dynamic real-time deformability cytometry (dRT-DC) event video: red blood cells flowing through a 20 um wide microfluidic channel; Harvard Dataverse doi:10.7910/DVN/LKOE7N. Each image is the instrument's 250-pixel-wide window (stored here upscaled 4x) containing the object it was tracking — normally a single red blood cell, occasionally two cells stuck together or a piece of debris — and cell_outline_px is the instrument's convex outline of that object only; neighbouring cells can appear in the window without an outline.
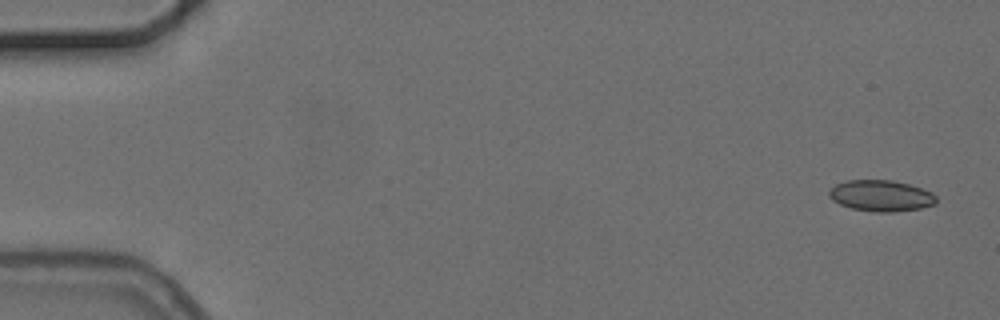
{"species": "common noctule bat (a hibernating species)", "species_latin": "Nyctalus noctula", "temperature_condition": "cold", "stored_images_in_passage": 5, "camera_frame_rate_fps": 3000, "um_per_image_px": 0.085, "animal": {"sex": "female", "body_mass_g": 24.6, "forearm_length_mm": 56.2}, "frame": {"image": 1, "passage_image": 1, "time_ms": 0.0, "image_size_px": [1000, 320], "cell_outline_px": [[936, 204], [920, 208], [892, 212], [876, 212], [852, 208], [840, 204], [832, 200], [828, 196], [828, 192], [836, 184], [848, 180], [892, 180], [908, 184], [932, 192], [936, 196]], "centroid_in_image_um": [74.88, 16.64], "position_along_channel_um": 10.1, "area_um2": 19.36}}
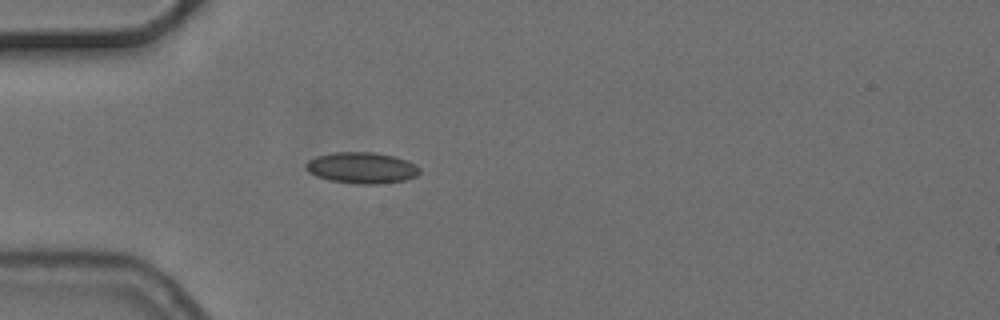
{"frame": {"image": 2, "passage_image": 5, "time_ms": 4.667, "image_size_px": [1000, 320], "cell_outline_px": [[420, 172], [416, 176], [404, 180], [376, 184], [356, 184], [328, 180], [316, 176], [308, 172], [304, 168], [304, 164], [308, 160], [316, 156], [332, 152], [376, 152], [396, 156], [408, 160], [416, 164], [420, 168]], "centroid_in_image_um": [30.73, 14.25], "position_along_channel_um": 54.3, "area_um2": 21.04}}